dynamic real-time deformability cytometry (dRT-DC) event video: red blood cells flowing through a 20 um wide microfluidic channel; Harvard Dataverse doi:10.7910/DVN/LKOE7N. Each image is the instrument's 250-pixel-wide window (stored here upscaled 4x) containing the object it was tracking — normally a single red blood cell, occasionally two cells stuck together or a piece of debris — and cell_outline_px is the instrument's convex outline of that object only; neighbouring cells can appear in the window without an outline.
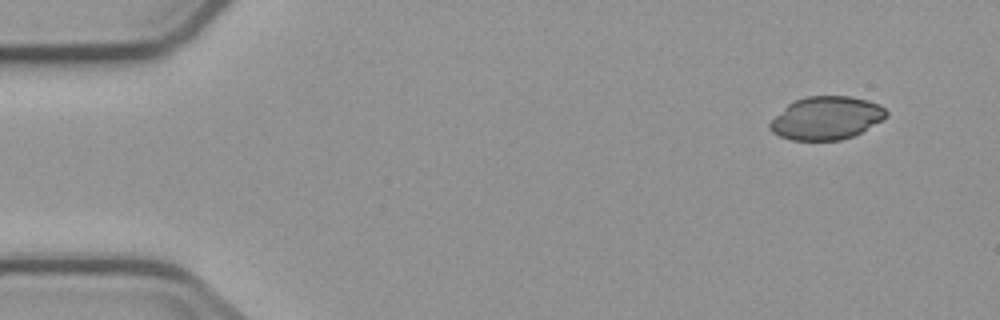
{"species": "common noctule bat (a hibernating species)", "species_latin": "Nyctalus noctula", "temperature_condition": "cold", "stored_images_in_passage": 4, "camera_frame_rate_fps": 3000, "um_per_image_px": 0.085, "animal": {"sex": "male", "body_mass_g": 23.1, "forearm_length_mm": 52.7}, "frame": {"image": 1, "passage_image": 1, "time_ms": 0.0, "image_size_px": [1000, 320], "cell_outline_px": [[888, 116], [884, 120], [852, 136], [840, 140], [792, 140], [780, 136], [772, 132], [768, 128], [768, 124], [788, 104], [796, 100], [808, 96], [852, 96], [868, 100], [880, 104], [888, 112]], "centroid_in_image_um": [70.27, 10.03], "position_along_channel_um": 14.7, "area_um2": 29.19}}